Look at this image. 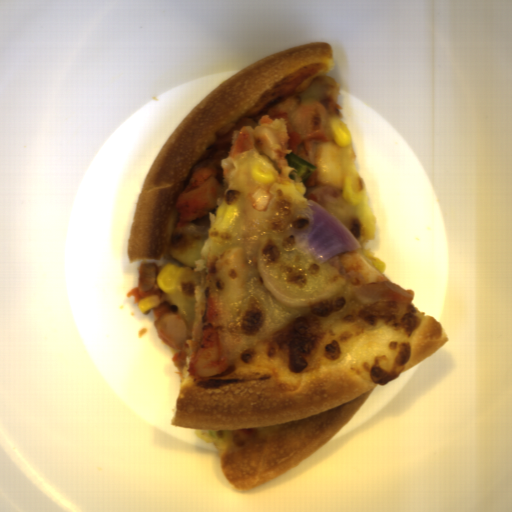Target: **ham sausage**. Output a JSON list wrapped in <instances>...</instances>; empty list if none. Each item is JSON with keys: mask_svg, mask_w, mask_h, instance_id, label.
Returning <instances> with one entry per match:
<instances>
[{"mask_svg": "<svg viewBox=\"0 0 512 512\" xmlns=\"http://www.w3.org/2000/svg\"><path fill=\"white\" fill-rule=\"evenodd\" d=\"M266 236H262L258 253H257V262L256 269L258 273V277L263 284L265 290L271 295V297L281 304L286 309H311L323 304H326L336 296L342 293L343 289L346 286V281L343 278L337 285L328 289L327 291L313 295L310 297H295L283 291H280L276 286L274 281L272 280L266 266L265 262V254H264V245H265Z\"/></svg>", "mask_w": 512, "mask_h": 512, "instance_id": "ham-sausage-1", "label": "ham sausage"}]
</instances>
